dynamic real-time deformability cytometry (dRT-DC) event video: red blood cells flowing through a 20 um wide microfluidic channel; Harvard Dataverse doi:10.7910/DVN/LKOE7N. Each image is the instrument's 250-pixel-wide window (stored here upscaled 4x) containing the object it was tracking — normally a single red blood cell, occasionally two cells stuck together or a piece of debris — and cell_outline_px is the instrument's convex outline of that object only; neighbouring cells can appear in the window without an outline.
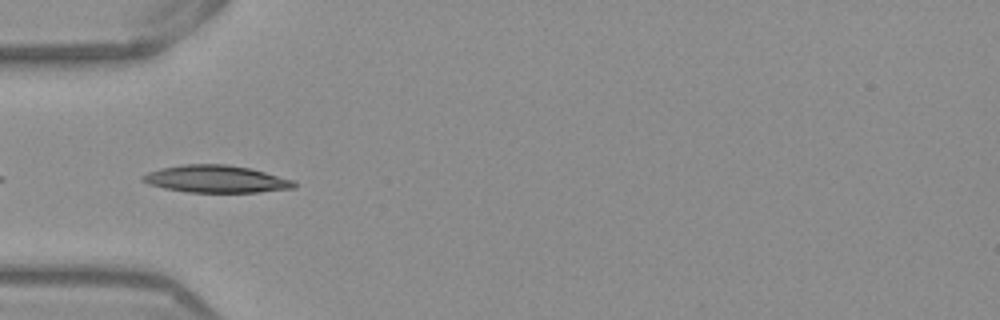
{"species": "Egyptian fruit bat (a non-hibernating species)", "species_latin": "Rousettus aegyptiacus", "temperature_condition": "warm", "stored_images_in_passage": 5, "camera_frame_rate_fps": 3000, "um_per_image_px": 0.085, "frame": {"image": 1, "passage_image": 2, "time_ms": 0.333, "image_size_px": [1000, 320], "cell_outline_px": [[296, 188], [260, 192], [188, 192], [164, 188], [148, 184], [140, 180], [140, 176], [148, 172], [164, 168], [184, 164], [224, 164], [252, 168], [292, 180], [296, 184]], "centroid_in_image_um": [18.36, 15.22], "position_along_channel_um": 66.6, "area_um2": 24.04}}